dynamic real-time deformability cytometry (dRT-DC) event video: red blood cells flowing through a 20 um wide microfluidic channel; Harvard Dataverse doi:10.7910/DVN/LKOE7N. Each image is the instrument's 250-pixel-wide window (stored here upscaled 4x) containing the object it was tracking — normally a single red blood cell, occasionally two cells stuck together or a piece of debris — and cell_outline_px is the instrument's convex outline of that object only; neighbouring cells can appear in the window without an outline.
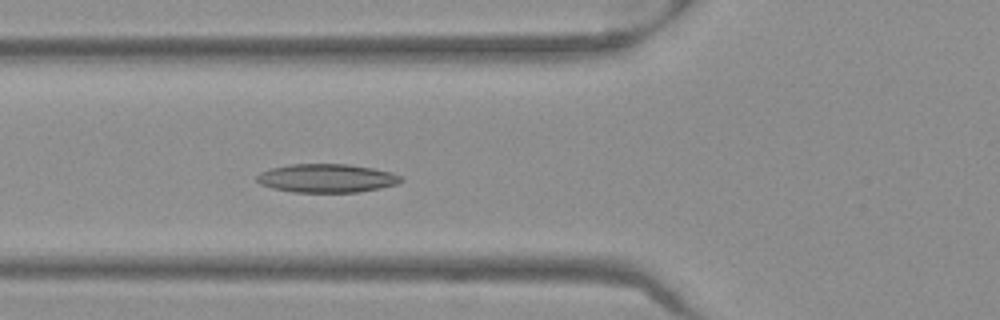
{"species": "Egyptian fruit bat (a non-hibernating species)", "species_latin": "Rousettus aegyptiacus", "temperature_condition": "warm", "stored_images_in_passage": 41, "camera_frame_rate_fps": 3000, "um_per_image_px": 0.085, "frame": {"image": 1, "passage_image": 9, "time_ms": 2.667, "image_size_px": [1000, 320], "cell_outline_px": [[404, 180], [396, 184], [380, 188], [356, 192], [292, 192], [272, 188], [260, 184], [256, 180], [256, 176], [260, 172], [272, 168], [288, 164], [348, 164], [372, 168], [392, 172], [400, 176]], "centroid_in_image_um": [27.75, 15.14], "position_along_channel_um": 98.1, "area_um2": 23.99}}
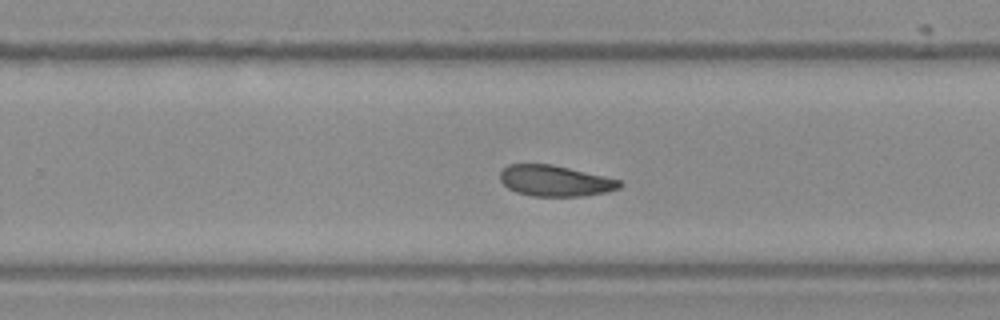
{"frame": {"image": 2, "passage_image": 23, "time_ms": 7.333, "image_size_px": [1000, 320], "cell_outline_px": [[624, 184], [620, 188], [608, 192], [584, 196], [532, 196], [516, 192], [508, 188], [500, 180], [500, 172], [508, 164], [552, 164], [604, 176], [620, 180]], "centroid_in_image_um": [47.2, 15.37], "position_along_channel_um": 282.6, "area_um2": 21.62}}
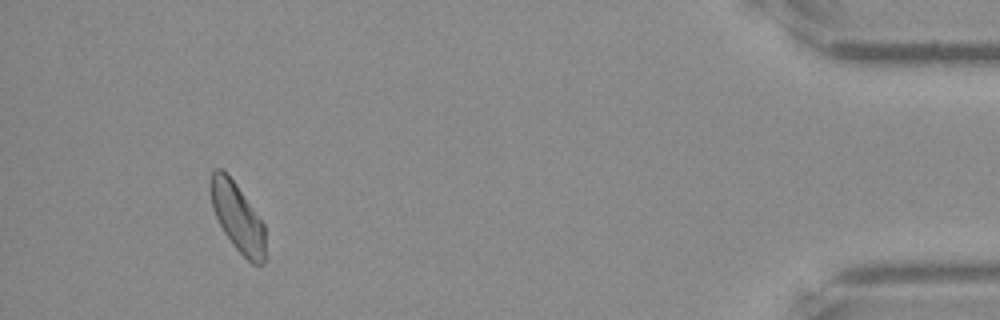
{"frame": {"image": 3, "passage_image": 38, "time_ms": 12.333, "image_size_px": [1000, 320], "cell_outline_px": [[264, 264], [252, 264], [232, 244], [224, 232], [212, 208], [208, 188], [208, 180], [212, 172], [216, 168], [220, 168], [236, 184], [264, 224]], "centroid_in_image_um": [20.14, 18.44], "position_along_channel_um": 415.1, "area_um2": 21.68}, "authors_computed_cell_mechanics": {"area_um2": 22.3108, "velocity_mm_per_s": 3.9492, "shape_relaxation_time_tau1_ms": 7.0059, "shape_relaxation_time_tau2_ms": null, "deformation_change_tau1": 0.1224, "deformation_change_tau2": null}}